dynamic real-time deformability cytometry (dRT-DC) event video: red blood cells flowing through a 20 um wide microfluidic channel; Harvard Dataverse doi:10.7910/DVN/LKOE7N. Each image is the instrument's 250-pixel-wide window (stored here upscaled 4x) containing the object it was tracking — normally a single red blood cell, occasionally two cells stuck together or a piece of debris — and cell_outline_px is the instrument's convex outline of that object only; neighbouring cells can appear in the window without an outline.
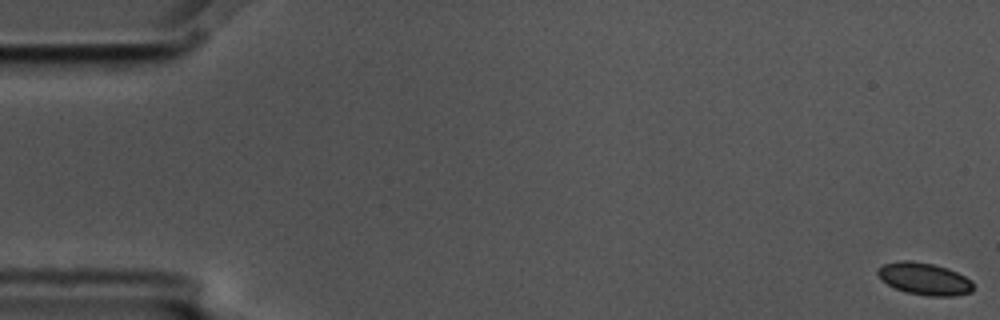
{"species": "common noctule bat (a hibernating species)", "species_latin": "Nyctalus noctula", "temperature_condition": "cold", "stored_images_in_passage": 6, "camera_frame_rate_fps": 3000, "um_per_image_px": 0.085, "animal": {"sex": "male", "body_mass_g": 17.5, "forearm_length_mm": 52.3}, "frame": {"image": 1, "passage_image": 1, "time_ms": 0.0, "image_size_px": [1000, 320], "cell_outline_px": [[972, 292], [952, 296], [928, 296], [908, 292], [896, 288], [880, 280], [876, 272], [884, 264], [900, 260], [912, 260], [932, 264], [948, 268], [972, 280]], "centroid_in_image_um": [78.57, 23.69], "position_along_channel_um": 6.4, "area_um2": 17.8}}